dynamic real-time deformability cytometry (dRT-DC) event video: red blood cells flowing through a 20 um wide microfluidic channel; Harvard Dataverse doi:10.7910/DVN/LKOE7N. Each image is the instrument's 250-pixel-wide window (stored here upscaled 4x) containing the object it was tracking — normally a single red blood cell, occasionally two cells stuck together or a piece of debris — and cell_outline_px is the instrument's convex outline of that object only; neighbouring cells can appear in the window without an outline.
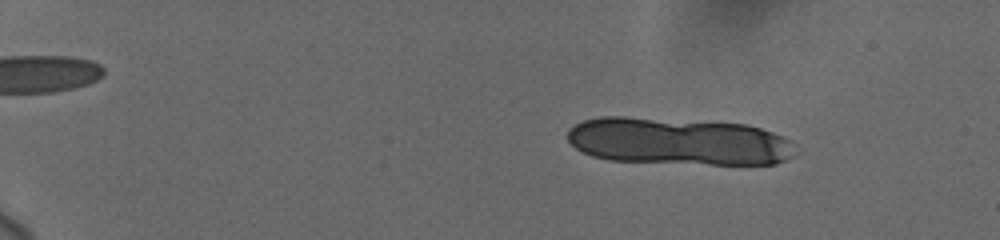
{"species": "human", "species_latin": "Homo sapiens", "temperature_condition": "cold", "stored_images_in_passage": 23, "camera_frame_rate_fps": 3000, "um_per_image_px": 0.085, "donor": {"sex": "female"}, "frame": {"image": 1, "passage_image": 5, "time_ms": 2.333, "image_size_px": [1000, 240], "cell_outline_px": [[800, 152], [776, 164], [708, 164], [608, 160], [592, 156], [576, 148], [568, 140], [568, 128], [584, 120], [600, 116], [624, 116], [748, 124], [772, 132], [788, 140]], "centroid_in_image_um": [57.67, 12.01], "position_along_channel_um": 27.3, "area_um2": 63.0}}
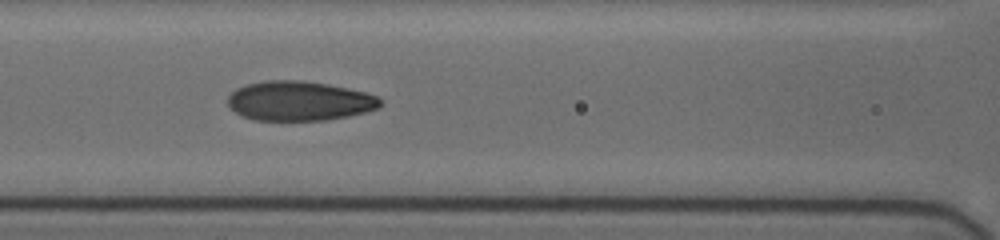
{"frame": {"image": 2, "passage_image": 16, "time_ms": 9.333, "image_size_px": [1000, 240], "cell_outline_px": [[384, 100], [380, 108], [348, 116], [324, 120], [252, 120], [240, 116], [228, 104], [228, 96], [236, 88], [244, 84], [264, 80], [304, 80], [328, 84], [348, 88], [364, 92], [376, 96]], "centroid_in_image_um": [25.43, 8.57], "position_along_channel_um": 141.2, "area_um2": 35.43}}
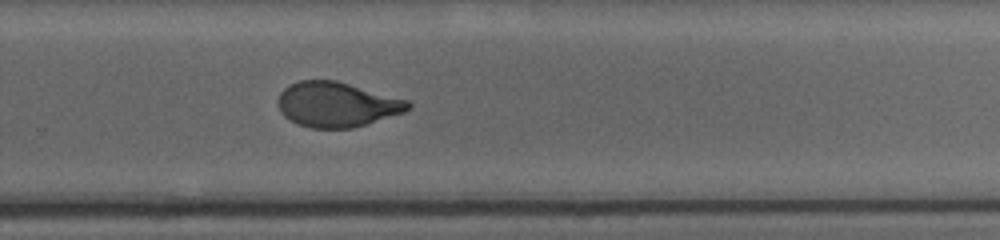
{"frame": {"image": 3, "passage_image": 23, "time_ms": 13.667, "image_size_px": [1000, 240], "cell_outline_px": [[412, 108], [404, 112], [352, 128], [312, 128], [300, 124], [284, 116], [280, 112], [280, 92], [288, 84], [300, 80], [336, 80], [408, 100], [412, 104]], "centroid_in_image_um": [28.65, 8.87], "position_along_channel_um": 301.2, "area_um2": 33.76}}